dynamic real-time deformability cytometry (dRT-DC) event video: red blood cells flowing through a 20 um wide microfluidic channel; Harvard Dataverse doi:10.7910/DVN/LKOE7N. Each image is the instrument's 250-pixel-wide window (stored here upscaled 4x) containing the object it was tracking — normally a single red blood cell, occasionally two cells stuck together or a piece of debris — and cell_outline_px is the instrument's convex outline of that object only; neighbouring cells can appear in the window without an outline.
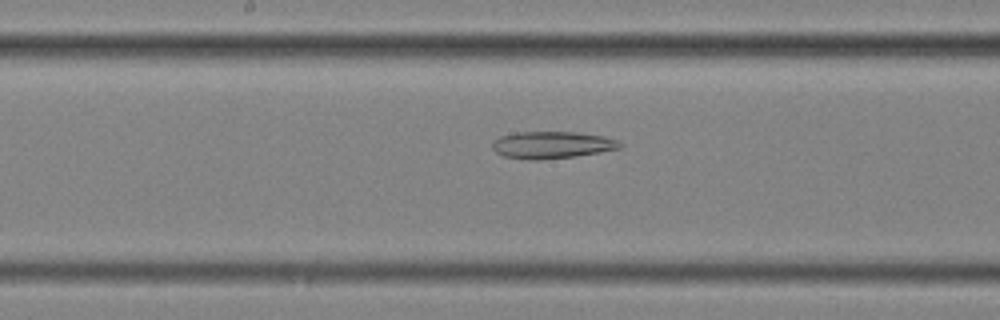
{"species": "common noctule bat (a hibernating species)", "species_latin": "Nyctalus noctula", "temperature_condition": "cold", "stored_images_in_passage": 45, "segment_of_instrument_passage": [2, 2], "camera_frame_rate_fps": 3000, "um_per_image_px": 0.085, "animal": {"sex": "female", "body_mass_g": 25.1}, "frame": {"image": 1, "passage_image": 18, "time_ms": 5.667, "image_size_px": [1000, 320], "cell_outline_px": [[624, 144], [620, 148], [600, 152], [576, 156], [540, 160], [532, 160], [504, 156], [496, 152], [492, 148], [492, 140], [500, 136], [516, 132], [576, 132], [604, 136], [616, 140]], "centroid_in_image_um": [46.9, 12.32], "position_along_channel_um": 201.3, "area_um2": 20.17}}
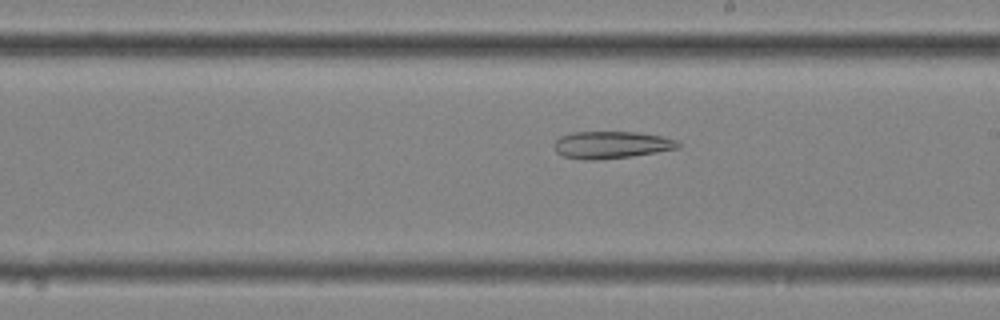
{"frame": {"image": 2, "passage_image": 21, "time_ms": 6.667, "image_size_px": [1000, 320], "cell_outline_px": [[680, 148], [656, 152], [628, 156], [592, 160], [584, 160], [564, 156], [556, 152], [552, 144], [560, 136], [572, 132], [636, 132], [664, 136], [676, 140], [680, 144]], "centroid_in_image_um": [51.94, 12.3], "position_along_channel_um": 237.1, "area_um2": 19.59}}
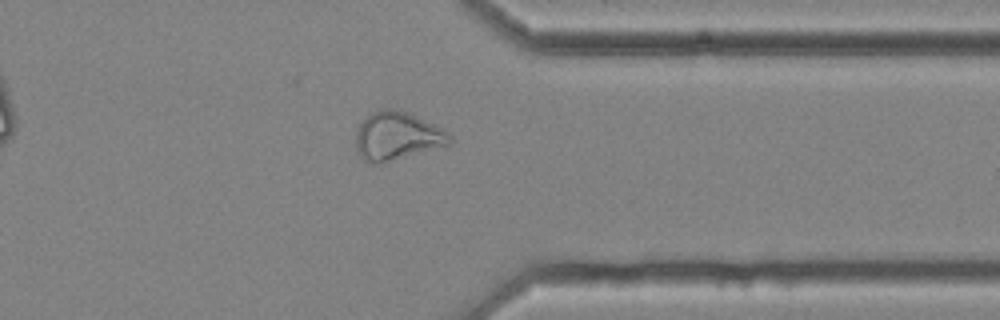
{"frame": {"image": 3, "passage_image": 33, "time_ms": 10.667, "image_size_px": [1000, 320], "cell_outline_px": [[452, 140], [448, 144], [388, 160], [372, 164], [364, 160], [360, 156], [356, 148], [356, 132], [360, 124], [372, 112], [384, 108], [396, 108], [408, 112], [436, 124], [444, 128], [452, 136]], "centroid_in_image_um": [33.75, 11.51], "position_along_channel_um": 377.6, "area_um2": 25.89}}